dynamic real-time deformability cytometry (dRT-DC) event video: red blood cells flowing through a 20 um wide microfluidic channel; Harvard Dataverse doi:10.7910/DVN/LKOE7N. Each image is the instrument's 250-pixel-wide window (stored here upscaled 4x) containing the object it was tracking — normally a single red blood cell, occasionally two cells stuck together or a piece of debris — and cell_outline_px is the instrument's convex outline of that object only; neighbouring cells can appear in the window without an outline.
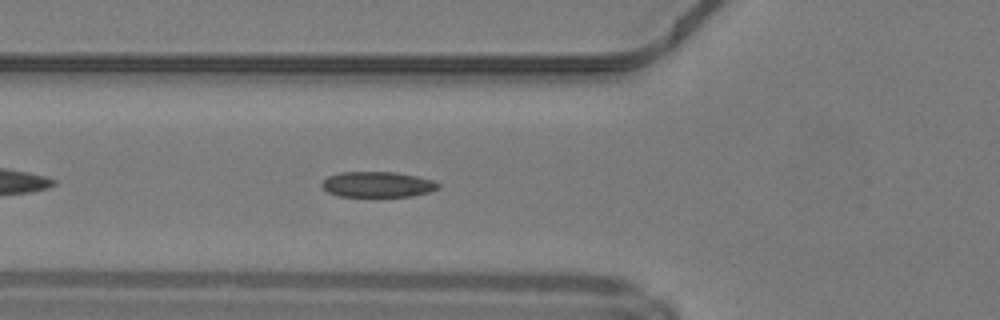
{"species": "common noctule bat (a hibernating species)", "species_latin": "Nyctalus noctula", "temperature_condition": "warm", "stored_images_in_passage": 37, "camera_frame_rate_fps": 3000, "um_per_image_px": 0.085, "animal": {"sex": "male", "body_mass_g": 19.2, "forearm_length_mm": 51.8}, "frame": {"image": 1, "passage_image": 6, "time_ms": 1.667, "image_size_px": [1000, 320], "cell_outline_px": [[440, 188], [428, 192], [412, 196], [336, 196], [328, 192], [320, 184], [328, 176], [340, 172], [396, 172], [416, 176], [432, 180], [440, 184]], "centroid_in_image_um": [32.08, 15.67], "position_along_channel_um": 93.7, "area_um2": 17.28}, "authors_computed_cell_mechanics": {"area_um2": 17.5134, "velocity_mm_per_s": 4.2324, "shape_relaxation_time_tau1_ms": 7.4501, "shape_relaxation_time_tau2_ms": 2.7994, "deformation_change_tau1": 0.1651, "deformation_change_tau2": 0.0849}}